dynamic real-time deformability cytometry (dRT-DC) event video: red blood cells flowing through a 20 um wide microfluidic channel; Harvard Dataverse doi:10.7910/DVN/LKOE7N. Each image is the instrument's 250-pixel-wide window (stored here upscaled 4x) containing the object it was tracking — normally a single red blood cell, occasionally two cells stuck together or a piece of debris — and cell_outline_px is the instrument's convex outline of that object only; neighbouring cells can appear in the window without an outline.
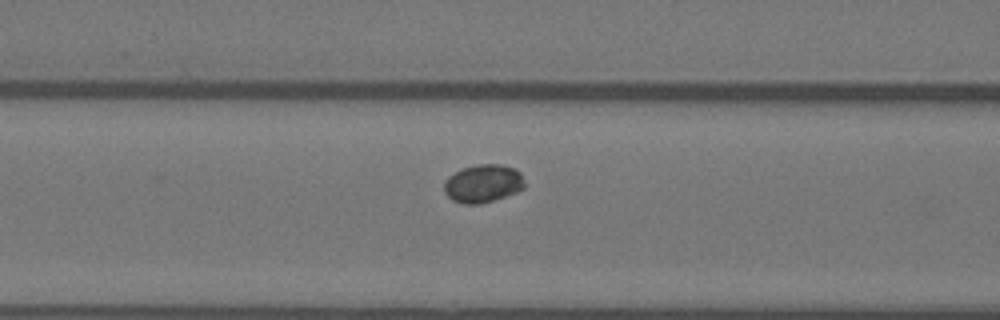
{"species": "Egyptian fruit bat (a non-hibernating species)", "species_latin": "Rousettus aegyptiacus", "temperature_condition": "warm", "stored_images_in_passage": 3, "camera_frame_rate_fps": 3000, "um_per_image_px": 0.085, "animal": {"sex": "female"}, "frame": {"image": 1, "passage_image": 3, "time_ms": 0.667, "image_size_px": [1000, 320], "cell_outline_px": [[524, 188], [516, 192], [480, 204], [464, 204], [452, 200], [444, 192], [444, 180], [448, 176], [464, 168], [476, 164], [500, 164], [516, 168], [520, 172], [524, 184]], "centroid_in_image_um": [41.04, 15.59], "position_along_channel_um": 125.6, "area_um2": 17.8}}